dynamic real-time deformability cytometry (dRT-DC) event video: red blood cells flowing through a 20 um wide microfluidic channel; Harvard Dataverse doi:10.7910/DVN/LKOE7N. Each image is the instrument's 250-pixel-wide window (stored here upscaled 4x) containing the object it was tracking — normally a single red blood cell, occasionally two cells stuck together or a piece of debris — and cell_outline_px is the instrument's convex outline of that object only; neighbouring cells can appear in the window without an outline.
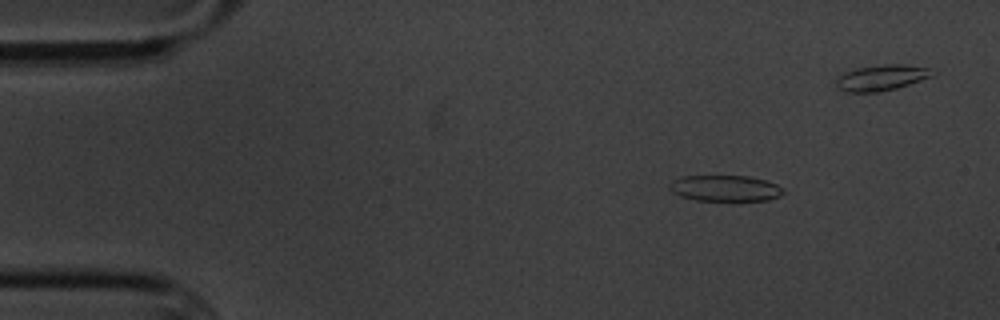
{"species": "common noctule bat (a hibernating species)", "species_latin": "Nyctalus noctula", "temperature_condition": "cold", "stored_images_in_passage": 5, "camera_frame_rate_fps": 3000, "um_per_image_px": 0.085, "animal": {"sex": "male", "body_mass_g": 20.1, "forearm_length_mm": 53.5}, "frame": {"image": 1, "passage_image": 2, "time_ms": 1.333, "image_size_px": [1000, 320], "cell_outline_px": [[784, 192], [780, 196], [768, 200], [696, 200], [680, 196], [672, 192], [668, 188], [668, 184], [672, 180], [680, 176], [748, 176], [764, 180], [776, 184], [784, 188]], "centroid_in_image_um": [61.6, 15.99], "position_along_channel_um": 23.4, "area_um2": 17.28}}